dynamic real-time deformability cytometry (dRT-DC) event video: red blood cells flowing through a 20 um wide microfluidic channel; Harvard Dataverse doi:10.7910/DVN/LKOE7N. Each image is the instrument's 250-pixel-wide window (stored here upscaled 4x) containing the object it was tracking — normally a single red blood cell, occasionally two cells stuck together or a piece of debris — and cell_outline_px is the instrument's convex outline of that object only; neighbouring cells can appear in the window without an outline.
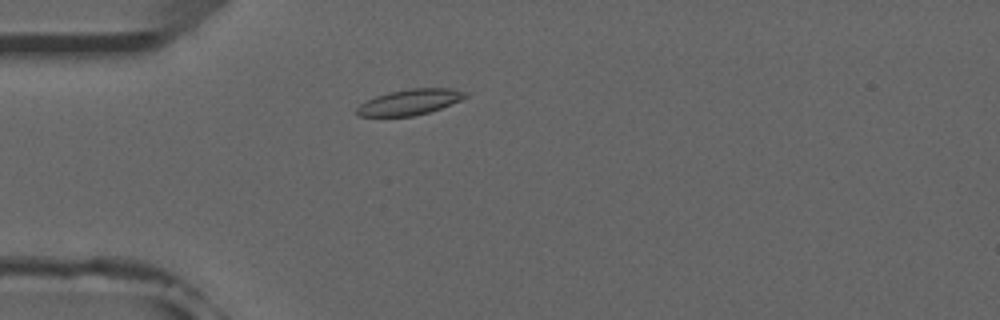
{"species": "common noctule bat (a hibernating species)", "species_latin": "Nyctalus noctula", "temperature_condition": "room temperature", "stored_images_in_passage": 29, "camera_frame_rate_fps": 3000, "um_per_image_px": 0.085, "animal": {"sex": "male", "forearm_length_mm": 52.5}, "frame": {"image": 1, "passage_image": 6, "time_ms": 1.667, "image_size_px": [1000, 320], "cell_outline_px": [[468, 96], [460, 100], [440, 108], [428, 112], [412, 116], [356, 116], [356, 108], [360, 104], [376, 96], [388, 92], [412, 88], [452, 88], [468, 92]], "centroid_in_image_um": [34.83, 8.67], "position_along_channel_um": 50.2, "area_um2": 16.13}}
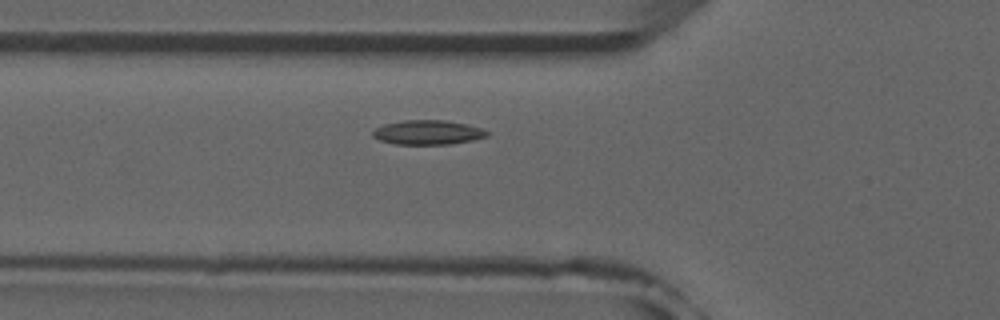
{"frame": {"image": 2, "passage_image": 10, "time_ms": 3.0, "image_size_px": [1000, 320], "cell_outline_px": [[488, 136], [472, 140], [448, 144], [396, 144], [380, 140], [372, 136], [372, 132], [376, 128], [384, 124], [404, 120], [444, 120], [468, 124], [480, 128], [488, 132]], "centroid_in_image_um": [36.35, 11.25], "position_along_channel_um": 89.4, "area_um2": 16.13}}
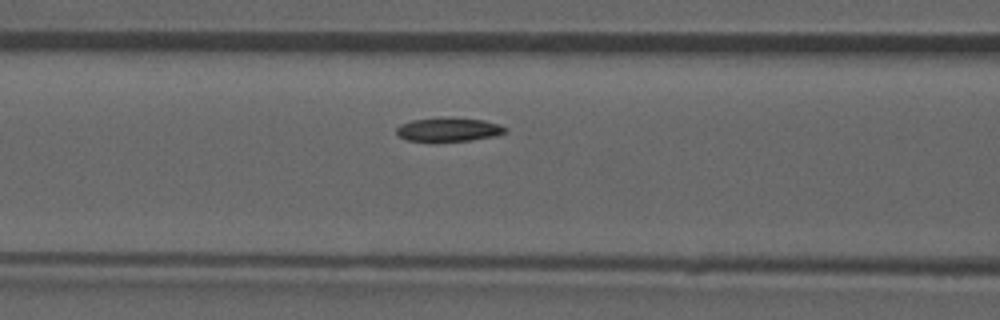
{"frame": {"image": 3, "passage_image": 13, "time_ms": 4.0, "image_size_px": [1000, 320], "cell_outline_px": [[508, 132], [492, 136], [472, 140], [404, 140], [396, 136], [396, 128], [400, 124], [412, 120], [484, 120], [500, 124], [508, 128]], "centroid_in_image_um": [38.13, 11.04], "position_along_channel_um": 128.5, "area_um2": 14.16}}